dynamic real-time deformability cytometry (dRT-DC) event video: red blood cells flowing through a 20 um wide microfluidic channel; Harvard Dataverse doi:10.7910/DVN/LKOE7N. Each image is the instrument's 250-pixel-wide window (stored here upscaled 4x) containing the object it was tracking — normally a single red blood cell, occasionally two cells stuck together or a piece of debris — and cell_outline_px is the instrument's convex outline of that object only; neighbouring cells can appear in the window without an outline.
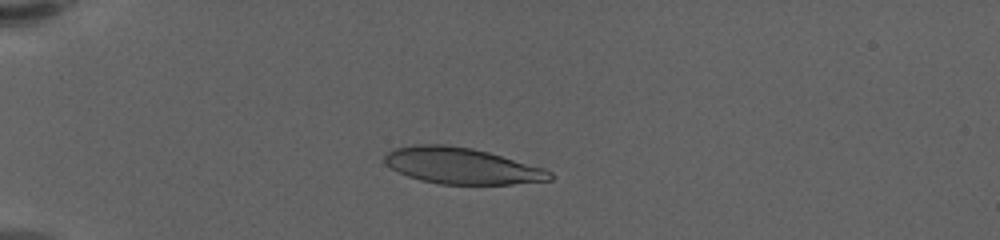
{"species": "human", "species_latin": "Homo sapiens", "temperature_condition": "warm", "stored_images_in_passage": 57, "camera_frame_rate_fps": 3000, "um_per_image_px": 0.085, "donor": {"sex": "female"}, "frame": {"image": 1, "passage_image": 15, "time_ms": 4.667, "image_size_px": [1000, 240], "cell_outline_px": [[552, 180], [512, 184], [440, 184], [420, 180], [408, 176], [392, 168], [384, 160], [384, 156], [388, 152], [396, 148], [416, 144], [444, 144], [472, 148], [488, 152], [544, 168], [552, 172]], "centroid_in_image_um": [39.26, 14.1], "position_along_channel_um": 45.7, "area_um2": 34.62}}
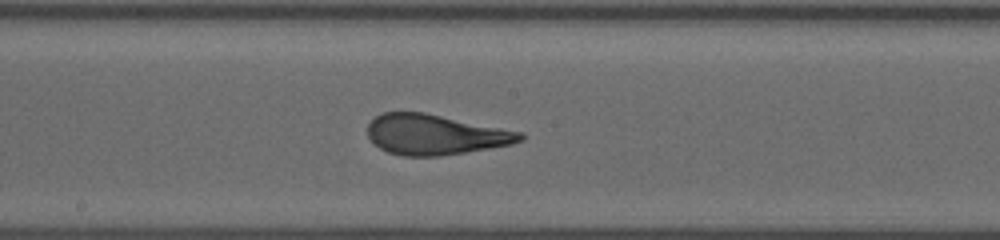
{"frame": {"image": 2, "passage_image": 32, "time_ms": 10.333, "image_size_px": [1000, 240], "cell_outline_px": [[524, 140], [512, 144], [440, 156], [404, 156], [388, 152], [380, 148], [368, 136], [368, 124], [376, 116], [384, 112], [424, 112], [524, 132]], "centroid_in_image_um": [37.01, 11.43], "position_along_channel_um": 211.2, "area_um2": 35.66}}
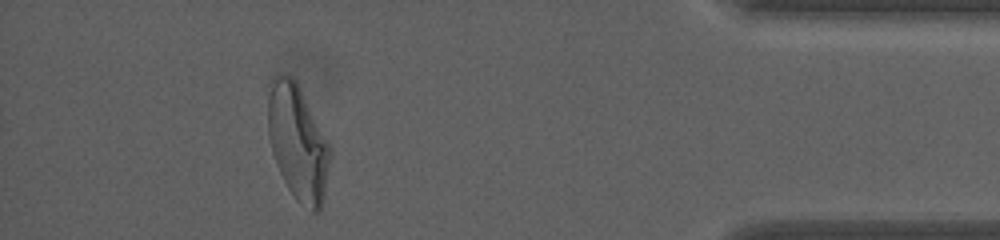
{"frame": {"image": 3, "passage_image": 52, "time_ms": 17.0, "image_size_px": [1000, 240], "cell_outline_px": [[332, 156], [324, 196], [320, 212], [312, 212], [296, 200], [288, 188], [276, 164], [272, 152], [268, 136], [268, 100], [272, 76], [280, 72], [288, 72], [296, 80], [328, 140], [332, 148]], "centroid_in_image_um": [25.33, 12.09], "position_along_channel_um": 409.9, "area_um2": 42.37}, "authors_computed_cell_mechanics": {"area_um2": 36.125, "velocity_mm_per_s": 3.6031, "shape_relaxation_time_tau1_ms": 4.8026, "shape_relaxation_time_tau2_ms": null, "deformation_change_tau1": 0.2051, "deformation_change_tau2": null}}